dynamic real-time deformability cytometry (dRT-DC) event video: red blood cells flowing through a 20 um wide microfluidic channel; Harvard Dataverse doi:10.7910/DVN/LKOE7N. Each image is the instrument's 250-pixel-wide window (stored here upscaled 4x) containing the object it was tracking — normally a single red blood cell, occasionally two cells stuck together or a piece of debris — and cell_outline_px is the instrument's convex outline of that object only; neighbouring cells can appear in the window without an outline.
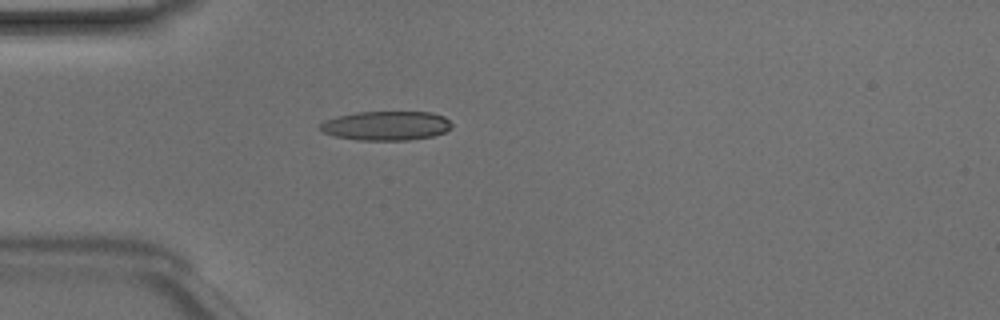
{"species": "Egyptian fruit bat (a non-hibernating species)", "species_latin": "Rousettus aegyptiacus", "temperature_condition": "room temperature", "stored_images_in_passage": 36, "camera_frame_rate_fps": 3000, "um_per_image_px": 0.085, "animal": {"sex": "male"}, "frame": {"image": 1, "passage_image": 1, "time_ms": 0.0, "image_size_px": [1000, 320], "cell_outline_px": [[452, 128], [444, 132], [432, 136], [408, 140], [356, 140], [336, 136], [324, 132], [320, 128], [320, 124], [324, 120], [336, 116], [356, 112], [432, 112], [444, 116], [452, 124]], "centroid_in_image_um": [32.83, 10.68], "position_along_channel_um": 52.2, "area_um2": 22.43}}
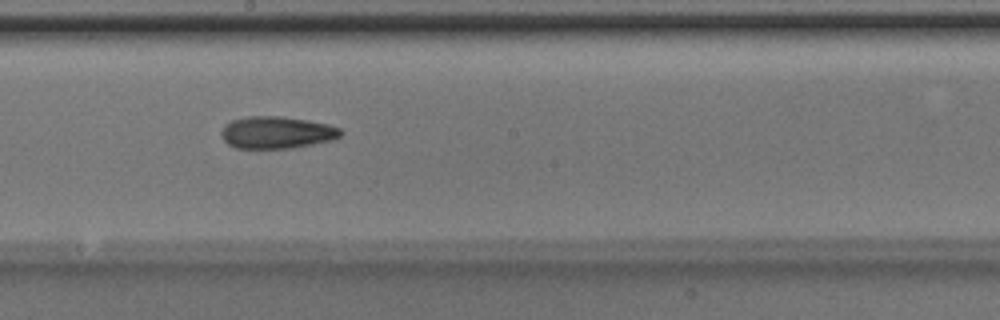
{"frame": {"image": 2, "passage_image": 14, "time_ms": 4.333, "image_size_px": [1000, 320], "cell_outline_px": [[344, 132], [340, 136], [332, 140], [292, 148], [236, 148], [228, 144], [224, 140], [220, 132], [224, 124], [232, 120], [244, 116], [280, 116], [308, 120], [328, 124], [340, 128]], "centroid_in_image_um": [23.51, 11.25], "position_along_channel_um": 224.7, "area_um2": 22.48}}
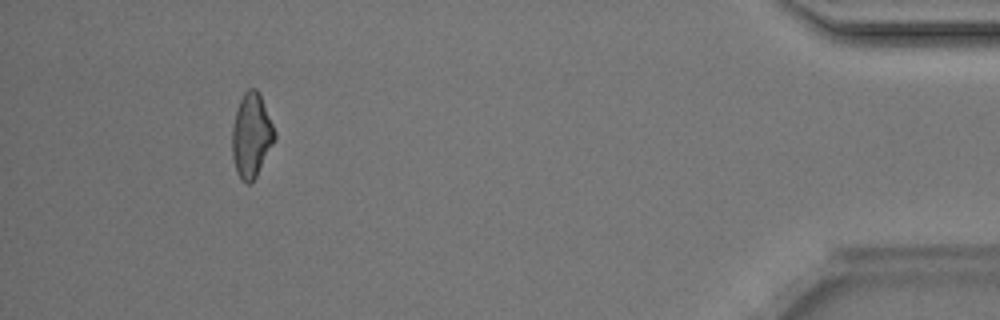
{"frame": {"image": 3, "passage_image": 32, "time_ms": 10.333, "image_size_px": [1000, 320], "cell_outline_px": [[276, 136], [256, 176], [248, 184], [240, 180], [236, 172], [232, 156], [232, 128], [236, 112], [240, 100], [244, 92], [248, 88], [256, 88], [260, 92], [276, 132]], "centroid_in_image_um": [21.36, 11.48], "position_along_channel_um": 413.8, "area_um2": 20.75}, "authors_computed_cell_mechanics": {"area_um2": 21.5594, "velocity_mm_per_s": 4.2088, "shape_relaxation_time_tau1_ms": 5.3558, "shape_relaxation_time_tau2_ms": 4.8274, "deformation_change_tau1": 0.1347, "deformation_change_tau2": 0.144}}